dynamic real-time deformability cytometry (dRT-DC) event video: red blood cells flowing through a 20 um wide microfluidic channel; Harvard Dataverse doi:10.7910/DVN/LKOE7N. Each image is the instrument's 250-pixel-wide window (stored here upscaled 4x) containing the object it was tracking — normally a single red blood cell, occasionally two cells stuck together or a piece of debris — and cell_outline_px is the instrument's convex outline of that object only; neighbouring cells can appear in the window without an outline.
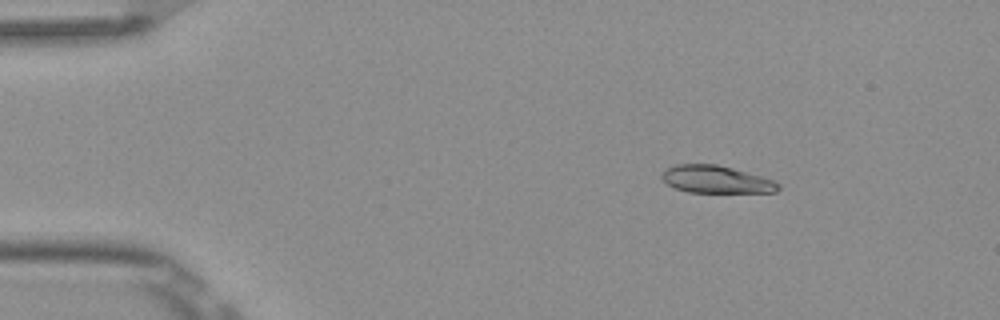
{"species": "Egyptian fruit bat (a non-hibernating species)", "species_latin": "Rousettus aegyptiacus", "temperature_condition": "room temperature", "stored_images_in_passage": 6, "camera_frame_rate_fps": 3000, "um_per_image_px": 0.085, "frame": {"image": 1, "passage_image": 2, "time_ms": 0.333, "image_size_px": [1000, 320], "cell_outline_px": [[780, 188], [776, 192], [688, 192], [676, 188], [668, 184], [660, 176], [668, 168], [676, 164], [716, 164], [732, 168], [776, 180], [780, 184]], "centroid_in_image_um": [60.91, 15.25], "position_along_channel_um": 24.1, "area_um2": 18.5}}
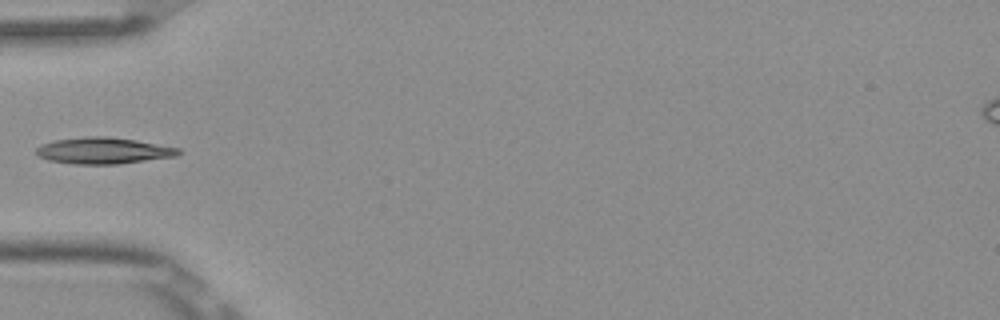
{"frame": {"image": 2, "passage_image": 5, "time_ms": 1.333, "image_size_px": [1000, 320], "cell_outline_px": [[180, 152], [176, 156], [120, 164], [72, 164], [48, 160], [40, 156], [36, 152], [36, 148], [52, 140], [88, 136], [108, 136], [136, 140], [180, 148]], "centroid_in_image_um": [8.79, 12.8], "position_along_channel_um": 76.2, "area_um2": 21.85}}
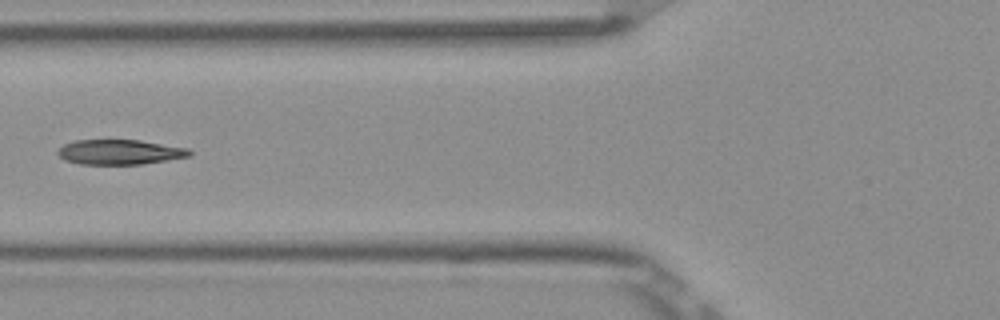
{"frame": {"image": 3, "passage_image": 6, "time_ms": 1.667, "image_size_px": [1000, 320], "cell_outline_px": [[192, 156], [144, 164], [80, 164], [64, 160], [56, 152], [64, 144], [76, 140], [140, 140], [188, 148], [192, 152]], "centroid_in_image_um": [10.2, 12.93], "position_along_channel_um": 115.6, "area_um2": 19.19}}